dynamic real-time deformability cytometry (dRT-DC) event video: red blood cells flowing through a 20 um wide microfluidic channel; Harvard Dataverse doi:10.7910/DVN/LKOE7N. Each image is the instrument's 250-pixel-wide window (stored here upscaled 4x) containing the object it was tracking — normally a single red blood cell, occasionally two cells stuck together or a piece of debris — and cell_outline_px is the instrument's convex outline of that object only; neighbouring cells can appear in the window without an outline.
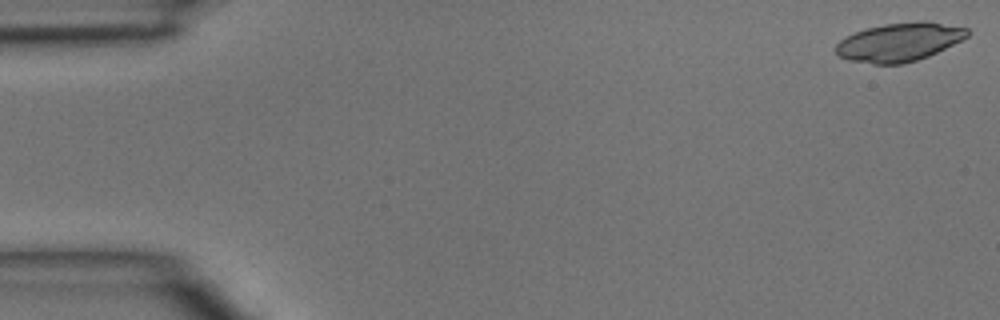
{"species": "common noctule bat (a hibernating species)", "species_latin": "Nyctalus noctula", "temperature_condition": "room temperature", "stored_images_in_passage": 46, "camera_frame_rate_fps": 3000, "um_per_image_px": 0.085, "animal": {"sex": "male", "body_mass_g": 15.6}, "frame": {"image": 1, "passage_image": 1, "time_ms": 0.0, "image_size_px": [1000, 320], "cell_outline_px": [[968, 36], [928, 56], [904, 64], [872, 64], [848, 60], [840, 56], [836, 52], [836, 44], [840, 40], [856, 32], [868, 28], [884, 24], [924, 20], [968, 28]], "centroid_in_image_um": [76.43, 3.58], "position_along_channel_um": 8.6, "area_um2": 29.19}}
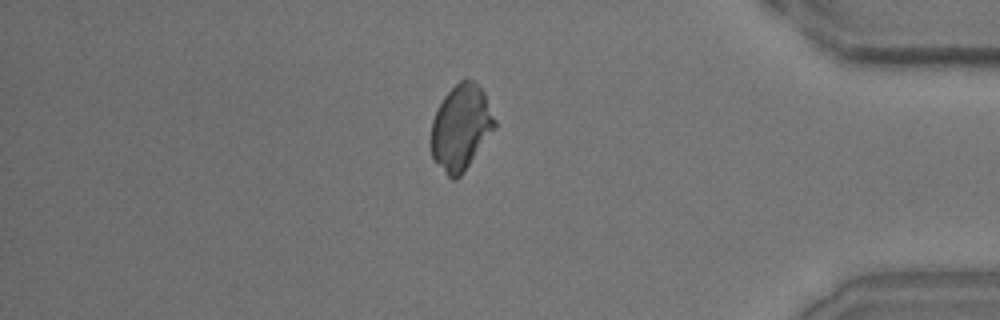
{"frame": {"image": 2, "passage_image": 40, "time_ms": 13.0, "image_size_px": [1000, 320], "cell_outline_px": [[496, 128], [464, 172], [456, 180], [452, 180], [448, 176], [432, 156], [428, 140], [432, 120], [444, 96], [460, 80], [472, 80], [484, 92], [496, 120]], "centroid_in_image_um": [39.17, 10.86], "position_along_channel_um": 396.0, "area_um2": 31.79}}
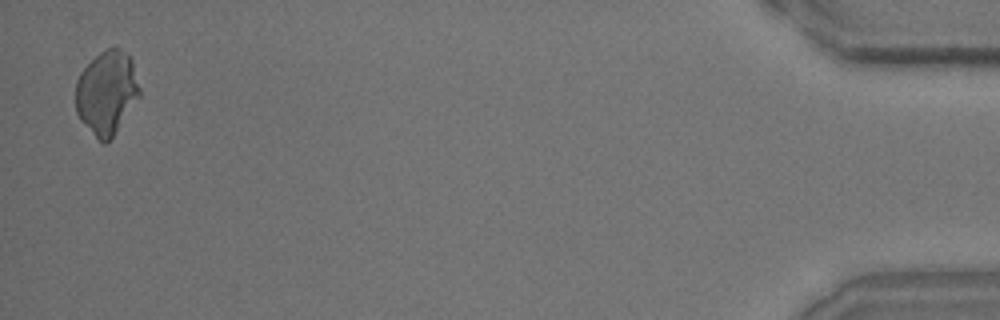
{"frame": {"image": 3, "passage_image": 46, "time_ms": 15.0, "image_size_px": [1000, 320], "cell_outline_px": [[140, 96], [112, 136], [104, 144], [80, 120], [76, 112], [76, 80], [80, 72], [104, 48], [120, 48], [132, 60], [140, 88]], "centroid_in_image_um": [9.06, 7.84], "position_along_channel_um": 426.1, "area_um2": 30.69}}